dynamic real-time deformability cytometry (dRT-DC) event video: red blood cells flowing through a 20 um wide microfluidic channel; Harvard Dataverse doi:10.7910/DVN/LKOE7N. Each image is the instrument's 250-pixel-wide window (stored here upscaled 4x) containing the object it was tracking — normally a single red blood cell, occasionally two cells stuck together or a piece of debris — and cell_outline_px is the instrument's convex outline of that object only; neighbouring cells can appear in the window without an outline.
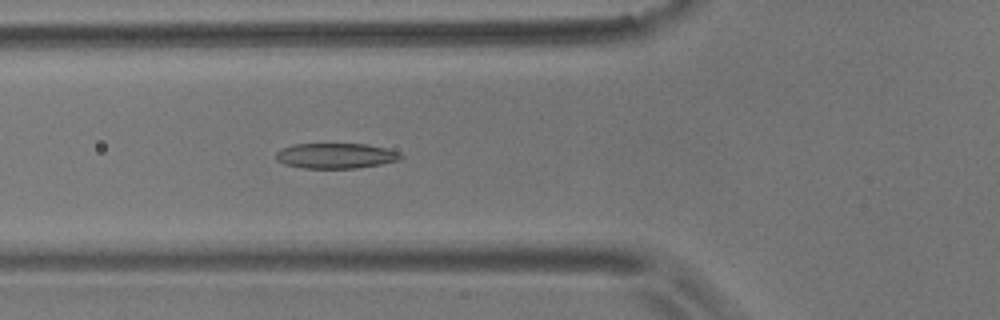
{"species": "common noctule bat (a hibernating species)", "species_latin": "Nyctalus noctula", "temperature_condition": "room temperature", "stored_images_in_passage": 5, "camera_frame_rate_fps": 3000, "um_per_image_px": 0.085, "animal": {"sex": "male", "body_mass_g": 17.9}, "frame": {"image": 1, "passage_image": 5, "time_ms": 1.333, "image_size_px": [1000, 320], "cell_outline_px": [[404, 156], [400, 160], [380, 164], [356, 168], [304, 168], [284, 164], [276, 160], [276, 152], [292, 144], [368, 144], [400, 152]], "centroid_in_image_um": [28.56, 13.24], "position_along_channel_um": 97.2, "area_um2": 18.38}}